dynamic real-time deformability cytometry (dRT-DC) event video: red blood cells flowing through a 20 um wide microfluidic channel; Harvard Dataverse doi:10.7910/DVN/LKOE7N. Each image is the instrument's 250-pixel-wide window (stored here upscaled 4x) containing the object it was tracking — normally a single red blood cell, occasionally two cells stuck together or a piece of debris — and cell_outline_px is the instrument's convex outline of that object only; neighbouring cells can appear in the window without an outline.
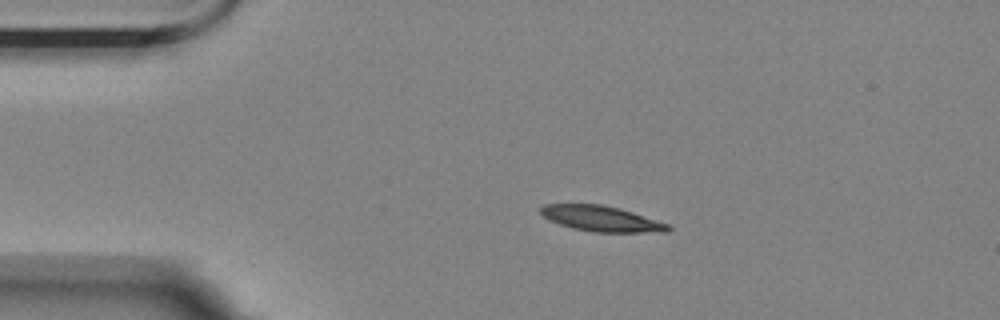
{"species": "Egyptian fruit bat (a non-hibernating species)", "species_latin": "Rousettus aegyptiacus", "temperature_condition": "room temperature", "stored_images_in_passage": 8, "camera_frame_rate_fps": 3000, "um_per_image_px": 0.085, "animal": {"sex": "female"}, "frame": {"image": 1, "passage_image": 3, "time_ms": 0.667, "image_size_px": [1000, 320], "cell_outline_px": [[672, 228], [668, 232], [592, 232], [572, 228], [548, 220], [540, 212], [540, 208], [544, 204], [600, 204], [620, 208], [668, 224]], "centroid_in_image_um": [51.1, 18.59], "position_along_channel_um": 33.9, "area_um2": 18.9}}
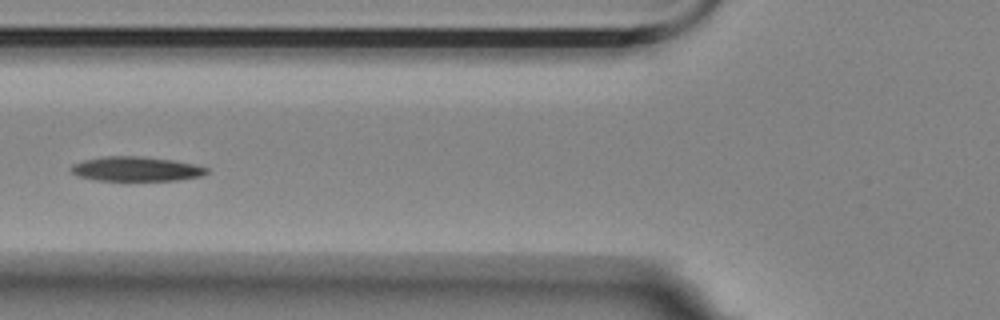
{"frame": {"image": 2, "passage_image": 6, "time_ms": 1.667, "image_size_px": [1000, 320], "cell_outline_px": [[208, 172], [200, 176], [176, 180], [96, 180], [80, 176], [72, 172], [68, 168], [72, 164], [84, 160], [100, 156], [144, 156], [172, 160], [196, 164], [208, 168]], "centroid_in_image_um": [11.55, 14.34], "position_along_channel_um": 114.2, "area_um2": 19.36}}
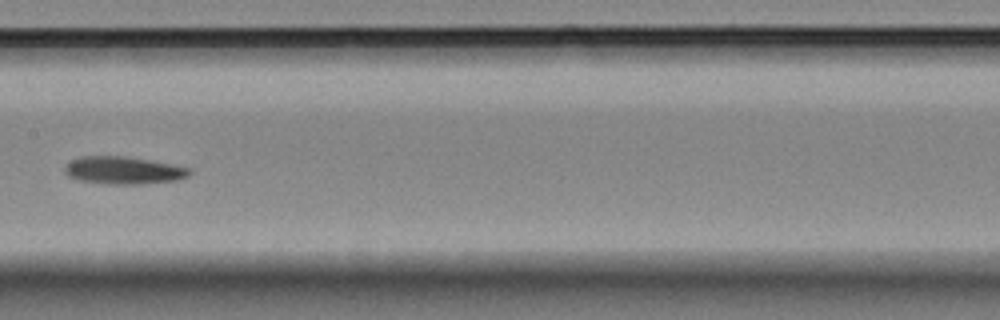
{"frame": {"image": 3, "passage_image": 8, "time_ms": 2.333, "image_size_px": [1000, 320], "cell_outline_px": [[192, 172], [188, 176], [176, 180], [140, 184], [108, 184], [80, 180], [68, 176], [64, 172], [64, 164], [80, 156], [124, 156], [172, 164], [192, 168]], "centroid_in_image_um": [10.48, 14.47], "position_along_channel_um": 196.9, "area_um2": 20.06}}